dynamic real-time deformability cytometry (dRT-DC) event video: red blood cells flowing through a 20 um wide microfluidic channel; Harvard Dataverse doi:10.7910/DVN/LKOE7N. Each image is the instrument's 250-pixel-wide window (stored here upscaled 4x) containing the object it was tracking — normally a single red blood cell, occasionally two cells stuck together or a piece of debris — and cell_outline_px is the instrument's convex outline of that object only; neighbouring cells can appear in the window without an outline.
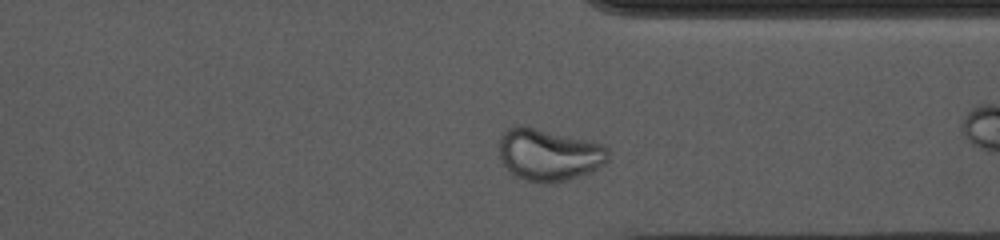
{"species": "common noctule bat (a hibernating species)", "species_latin": "Nyctalus noctula", "temperature_condition": "cold", "stored_images_in_passage": 31, "camera_frame_rate_fps": 3000, "um_per_image_px": 0.085, "animal": {"sex": "female", "body_mass_g": 10.0, "forearm_length_mm": 53.1}, "frame": {"image": 1, "passage_image": 27, "time_ms": 8.667, "image_size_px": [1000, 240], "cell_outline_px": [[608, 160], [604, 164], [588, 172], [568, 180], [544, 184], [524, 180], [516, 176], [504, 164], [500, 156], [500, 136], [508, 128], [516, 124], [524, 124], [592, 140], [604, 144], [608, 148]], "centroid_in_image_um": [46.66, 13.11], "position_along_channel_um": 364.7, "area_um2": 33.58}, "authors_computed_cell_mechanics": {"area_um2": 24.0448, "velocity_mm_per_s": 3.6666, "shape_relaxation_time_tau1_ms": null, "shape_relaxation_time_tau2_ms": 1.2698, "deformation_change_tau1": null, "deformation_change_tau2": 0.0702}}